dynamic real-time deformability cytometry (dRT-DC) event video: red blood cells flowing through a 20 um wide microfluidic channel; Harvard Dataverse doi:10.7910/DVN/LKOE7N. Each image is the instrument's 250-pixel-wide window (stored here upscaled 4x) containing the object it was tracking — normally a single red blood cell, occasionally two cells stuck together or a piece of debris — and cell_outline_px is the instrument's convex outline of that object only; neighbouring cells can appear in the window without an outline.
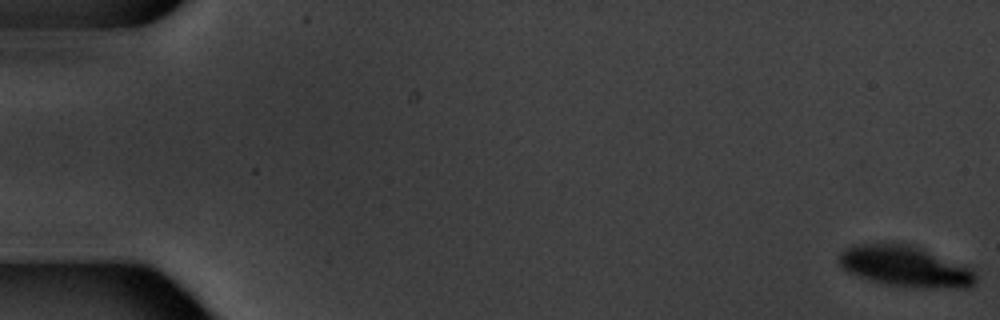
{"species": "common noctule bat (a hibernating species)", "species_latin": "Nyctalus noctula", "temperature_condition": "warm", "stored_images_in_passage": 6, "camera_frame_rate_fps": 3000, "um_per_image_px": 0.085, "animal": {"sex": "male", "body_mass_g": 20.1, "forearm_length_mm": 53.5}, "frame": {"image": 1, "passage_image": 1, "time_ms": 0.0, "image_size_px": [1000, 320], "cell_outline_px": [[976, 280], [968, 288], [916, 288], [888, 284], [872, 280], [848, 272], [840, 264], [840, 252], [844, 248], [856, 244], [912, 244], [972, 268], [976, 276]], "centroid_in_image_um": [76.98, 22.65], "position_along_channel_um": 8.0, "area_um2": 32.31}}